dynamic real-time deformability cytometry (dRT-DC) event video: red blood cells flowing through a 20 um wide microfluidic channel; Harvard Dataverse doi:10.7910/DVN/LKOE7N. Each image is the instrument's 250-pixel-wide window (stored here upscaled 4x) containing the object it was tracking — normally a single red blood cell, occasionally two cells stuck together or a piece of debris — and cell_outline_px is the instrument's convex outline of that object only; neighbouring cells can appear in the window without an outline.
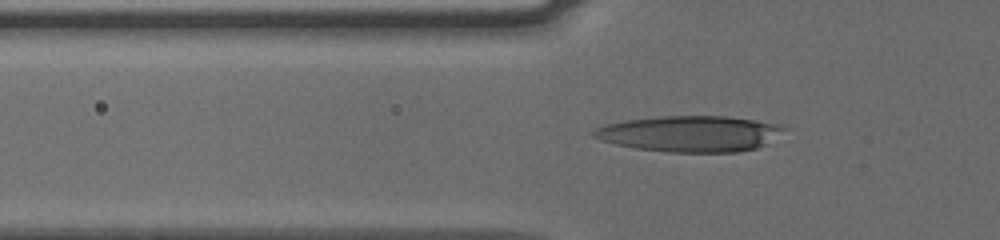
{"species": "human", "species_latin": "Homo sapiens", "temperature_condition": "cold", "stored_images_in_passage": 41, "camera_frame_rate_fps": 3000, "um_per_image_px": 0.085, "donor": {"sex": "male"}, "frame": {"image": 1, "passage_image": 7, "time_ms": 2.0, "image_size_px": [1000, 240], "cell_outline_px": [[788, 128], [768, 144], [756, 148], [736, 152], [668, 152], [636, 148], [616, 144], [600, 140], [592, 136], [588, 132], [604, 124], [624, 120], [664, 116], [728, 116], [756, 120], [780, 124]], "centroid_in_image_um": [58.66, 11.36], "position_along_channel_um": 67.1, "area_um2": 40.23}}
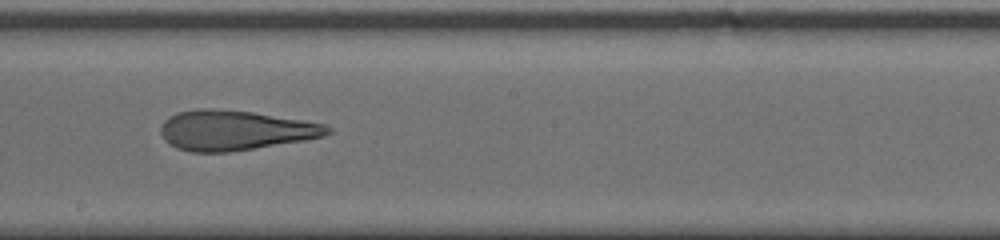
{"frame": {"image": 2, "passage_image": 20, "time_ms": 6.333, "image_size_px": [1000, 240], "cell_outline_px": [[332, 132], [324, 136], [304, 140], [228, 152], [192, 152], [176, 148], [168, 144], [164, 140], [160, 132], [160, 128], [164, 120], [168, 116], [176, 112], [200, 108], [204, 108], [252, 112], [304, 120], [328, 124], [332, 128]], "centroid_in_image_um": [19.96, 11.07], "position_along_channel_um": 228.2, "area_um2": 38.9}}
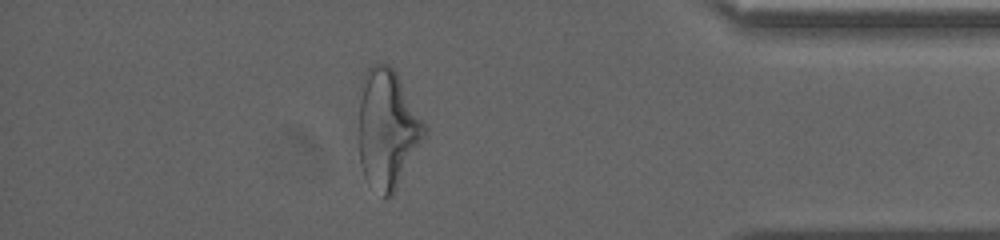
{"frame": {"image": 3, "passage_image": 36, "time_ms": 11.667, "image_size_px": [1000, 240], "cell_outline_px": [[428, 136], [392, 196], [384, 200], [364, 176], [360, 164], [356, 132], [360, 100], [368, 68], [372, 64], [388, 64], [396, 72], [428, 128]], "centroid_in_image_um": [32.94, 11.04], "position_along_channel_um": 402.3, "area_um2": 46.41}}